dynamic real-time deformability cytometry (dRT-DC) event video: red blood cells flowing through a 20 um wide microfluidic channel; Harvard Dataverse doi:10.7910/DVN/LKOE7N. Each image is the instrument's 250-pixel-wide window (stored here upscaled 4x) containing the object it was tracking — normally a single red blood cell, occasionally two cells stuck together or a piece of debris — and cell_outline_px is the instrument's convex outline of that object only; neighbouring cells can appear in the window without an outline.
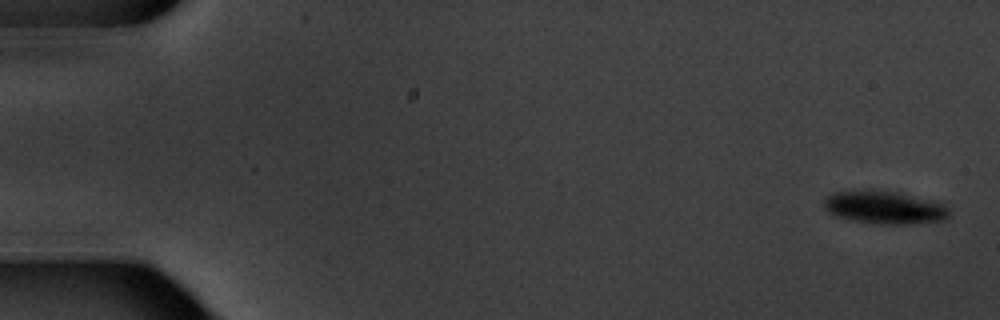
{"species": "common noctule bat (a hibernating species)", "species_latin": "Nyctalus noctula", "temperature_condition": "warm", "stored_images_in_passage": 8, "camera_frame_rate_fps": 3000, "um_per_image_px": 0.085, "animal": {"sex": "male", "body_mass_g": 20.1, "forearm_length_mm": 53.5}, "frame": {"image": 1, "passage_image": 1, "time_ms": 0.0, "image_size_px": [1000, 320], "cell_outline_px": [[948, 216], [944, 220], [916, 224], [880, 224], [852, 220], [836, 216], [828, 212], [824, 208], [824, 200], [828, 196], [836, 192], [892, 192], [944, 204], [948, 208]], "centroid_in_image_um": [75.19, 17.69], "position_along_channel_um": 9.8, "area_um2": 23.06}}
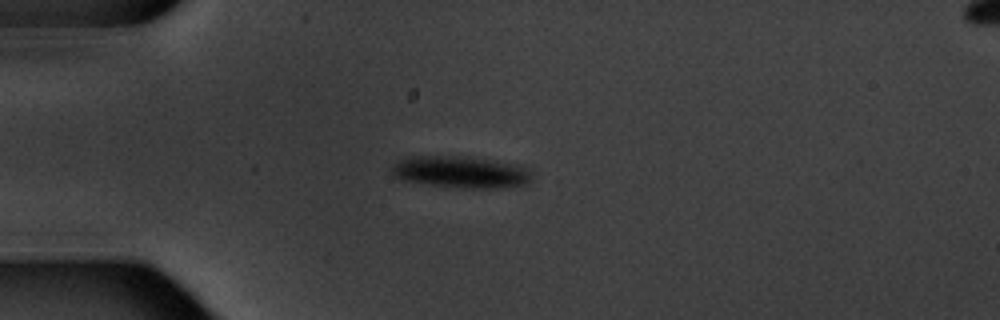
{"frame": {"image": 2, "passage_image": 5, "time_ms": 4.667, "image_size_px": [1000, 320], "cell_outline_px": [[532, 180], [528, 184], [504, 188], [464, 188], [400, 180], [392, 176], [388, 168], [396, 160], [408, 156], [460, 156], [492, 160], [520, 164], [532, 176]], "centroid_in_image_um": [39.1, 14.62], "position_along_channel_um": 45.9, "area_um2": 26.36}}